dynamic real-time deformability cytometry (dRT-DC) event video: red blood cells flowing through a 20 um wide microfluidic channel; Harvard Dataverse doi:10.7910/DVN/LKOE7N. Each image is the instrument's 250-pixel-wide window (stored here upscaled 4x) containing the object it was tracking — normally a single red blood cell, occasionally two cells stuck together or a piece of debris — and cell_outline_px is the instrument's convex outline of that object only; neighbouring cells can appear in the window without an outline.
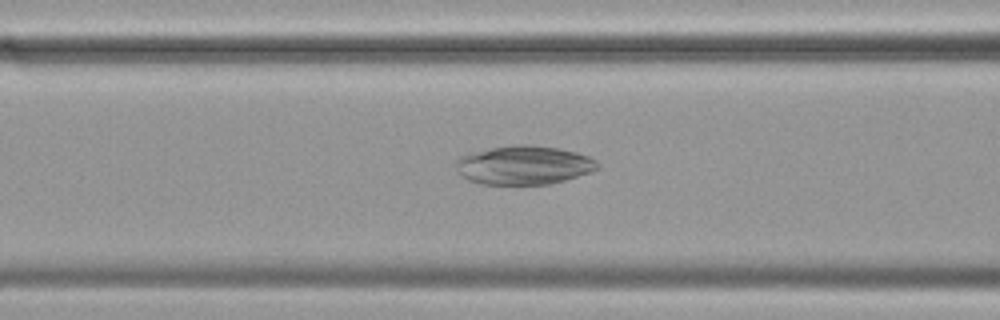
{"species": "common noctule bat (a hibernating species)", "species_latin": "Nyctalus noctula", "temperature_condition": "cold", "stored_images_in_passage": 50, "camera_frame_rate_fps": 3000, "um_per_image_px": 0.085, "animal": {"sex": "female", "body_mass_g": 19.9}, "frame": {"image": 1, "passage_image": 16, "time_ms": 5.0, "image_size_px": [1000, 320], "cell_outline_px": [[600, 168], [592, 172], [552, 184], [480, 184], [468, 180], [460, 176], [456, 172], [456, 160], [460, 156], [468, 152], [516, 144], [532, 144], [560, 148], [576, 152], [588, 156], [596, 160], [600, 164]], "centroid_in_image_um": [44.52, 14.03], "position_along_channel_um": 122.1, "area_um2": 32.6}}
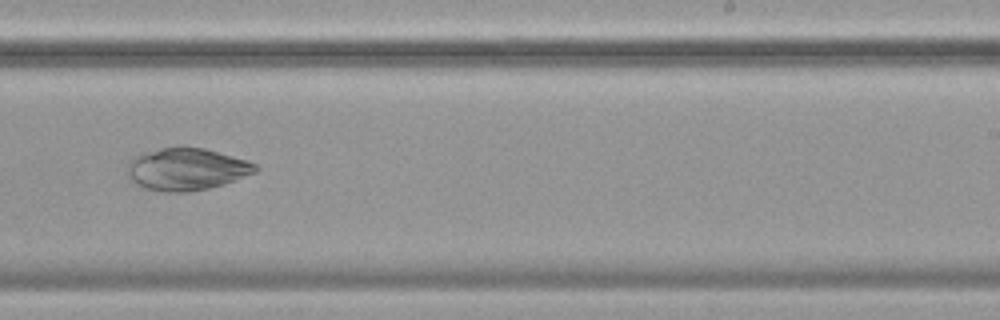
{"frame": {"image": 2, "passage_image": 29, "time_ms": 9.333, "image_size_px": [1000, 320], "cell_outline_px": [[260, 168], [256, 172], [236, 180], [224, 184], [208, 188], [188, 192], [164, 192], [144, 188], [136, 184], [128, 176], [128, 160], [132, 156], [140, 152], [180, 144], [204, 148], [248, 160], [256, 164]], "centroid_in_image_um": [15.84, 14.34], "position_along_channel_um": 273.2, "area_um2": 32.31}}
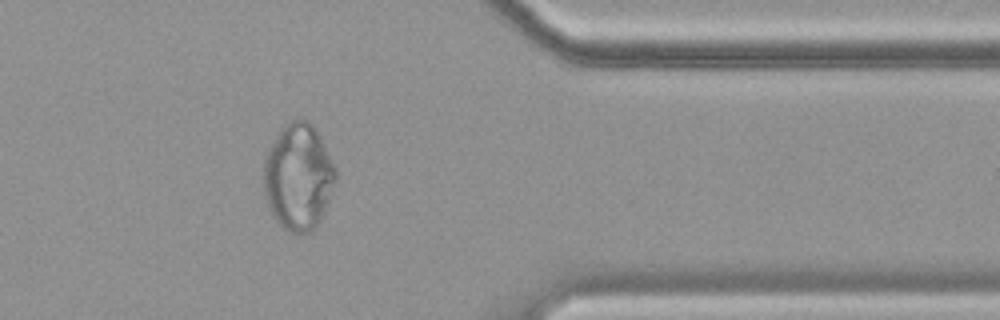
{"frame": {"image": 3, "passage_image": 40, "time_ms": 13.0, "image_size_px": [1000, 320], "cell_outline_px": [[336, 180], [324, 212], [316, 228], [312, 232], [288, 232], [272, 216], [268, 208], [264, 192], [264, 156], [268, 148], [280, 128], [288, 120], [308, 120], [312, 124], [320, 136], [336, 168]], "centroid_in_image_um": [25.34, 15.02], "position_along_channel_um": 386.1, "area_um2": 44.91}}